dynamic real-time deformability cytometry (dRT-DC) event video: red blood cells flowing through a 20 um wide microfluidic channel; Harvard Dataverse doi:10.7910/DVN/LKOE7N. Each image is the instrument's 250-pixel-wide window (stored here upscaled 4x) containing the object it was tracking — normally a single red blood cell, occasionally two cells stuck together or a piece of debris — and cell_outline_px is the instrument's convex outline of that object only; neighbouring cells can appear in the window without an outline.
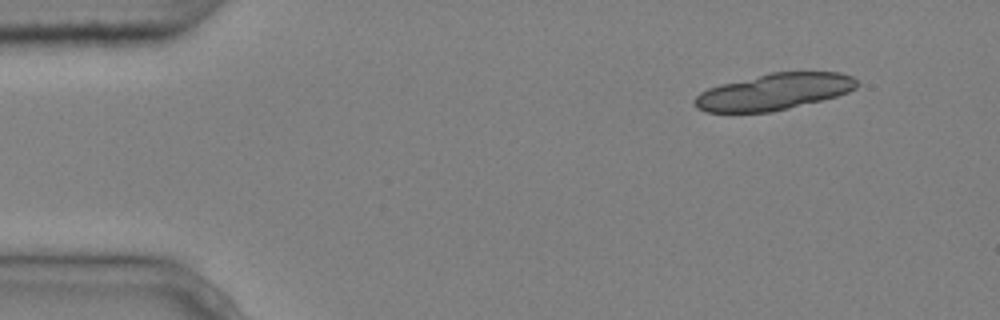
{"species": "common noctule bat (a hibernating species)", "species_latin": "Nyctalus noctula", "temperature_condition": "cold", "stored_images_in_passage": 3, "camera_frame_rate_fps": 3000, "um_per_image_px": 0.085, "animal": {"sex": "male", "body_mass_g": 20.4}, "frame": {"image": 1, "passage_image": 1, "time_ms": 0.0, "image_size_px": [1000, 320], "cell_outline_px": [[860, 84], [856, 88], [848, 92], [836, 96], [772, 112], [704, 112], [696, 108], [692, 100], [700, 92], [708, 88], [720, 84], [772, 72], [840, 72], [852, 76]], "centroid_in_image_um": [65.77, 7.8], "position_along_channel_um": 19.2, "area_um2": 34.39}}